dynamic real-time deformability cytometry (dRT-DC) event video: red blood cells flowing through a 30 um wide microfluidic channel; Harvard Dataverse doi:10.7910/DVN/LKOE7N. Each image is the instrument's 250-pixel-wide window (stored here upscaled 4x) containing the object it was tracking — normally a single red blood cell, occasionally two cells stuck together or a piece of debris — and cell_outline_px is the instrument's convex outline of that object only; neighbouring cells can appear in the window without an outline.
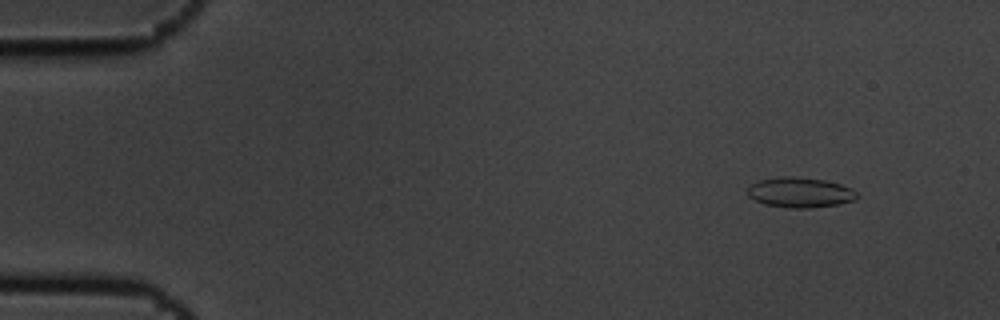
{"species": "common noctule bat (a hibernating species)", "species_latin": "Nyctalus noctula", "temperature_condition": "cold", "stored_images_in_passage": 4, "camera_frame_rate_fps": 3000, "um_per_image_px": 0.085, "animal": {"sex": "male", "body_mass_g": 19.5, "forearm_length_mm": 54.6}, "frame": {"image": 1, "passage_image": 1, "time_ms": 0.0, "image_size_px": [1000, 320], "cell_outline_px": [[860, 196], [856, 200], [840, 204], [808, 208], [788, 208], [764, 204], [748, 196], [748, 188], [752, 184], [760, 180], [784, 176], [796, 176], [824, 180], [840, 184], [852, 188]], "centroid_in_image_um": [68.05, 16.36], "position_along_channel_um": 17.0, "area_um2": 19.31}}